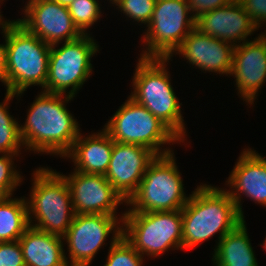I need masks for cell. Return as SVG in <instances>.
<instances>
[{"mask_svg":"<svg viewBox=\"0 0 266 266\" xmlns=\"http://www.w3.org/2000/svg\"><path fill=\"white\" fill-rule=\"evenodd\" d=\"M110 1H112V2H111L112 4H116V3H118L120 0H110Z\"/></svg>","mask_w":266,"mask_h":266,"instance_id":"34","label":"cell"},{"mask_svg":"<svg viewBox=\"0 0 266 266\" xmlns=\"http://www.w3.org/2000/svg\"><path fill=\"white\" fill-rule=\"evenodd\" d=\"M67 181L75 214H116L118 205L126 201L113 188L105 175L87 174L75 171Z\"/></svg>","mask_w":266,"mask_h":266,"instance_id":"13","label":"cell"},{"mask_svg":"<svg viewBox=\"0 0 266 266\" xmlns=\"http://www.w3.org/2000/svg\"><path fill=\"white\" fill-rule=\"evenodd\" d=\"M122 222V236L143 257H157L170 248L183 249L181 210L125 212Z\"/></svg>","mask_w":266,"mask_h":266,"instance_id":"7","label":"cell"},{"mask_svg":"<svg viewBox=\"0 0 266 266\" xmlns=\"http://www.w3.org/2000/svg\"><path fill=\"white\" fill-rule=\"evenodd\" d=\"M155 3L156 0H120L115 6H118L117 8L129 18L148 26L153 15Z\"/></svg>","mask_w":266,"mask_h":266,"instance_id":"26","label":"cell"},{"mask_svg":"<svg viewBox=\"0 0 266 266\" xmlns=\"http://www.w3.org/2000/svg\"><path fill=\"white\" fill-rule=\"evenodd\" d=\"M2 155L0 156V194L3 197L12 196L14 189L22 182L20 173L13 167L12 160L17 155Z\"/></svg>","mask_w":266,"mask_h":266,"instance_id":"27","label":"cell"},{"mask_svg":"<svg viewBox=\"0 0 266 266\" xmlns=\"http://www.w3.org/2000/svg\"><path fill=\"white\" fill-rule=\"evenodd\" d=\"M15 95L18 94L6 92L4 102L0 103V154L19 155V148L24 147L20 135V124L7 110L8 101L13 100Z\"/></svg>","mask_w":266,"mask_h":266,"instance_id":"23","label":"cell"},{"mask_svg":"<svg viewBox=\"0 0 266 266\" xmlns=\"http://www.w3.org/2000/svg\"><path fill=\"white\" fill-rule=\"evenodd\" d=\"M183 249H191L219 232L218 242L244 219L225 189L203 184L181 209Z\"/></svg>","mask_w":266,"mask_h":266,"instance_id":"2","label":"cell"},{"mask_svg":"<svg viewBox=\"0 0 266 266\" xmlns=\"http://www.w3.org/2000/svg\"><path fill=\"white\" fill-rule=\"evenodd\" d=\"M234 45L201 33L194 28L175 51L201 70L230 74Z\"/></svg>","mask_w":266,"mask_h":266,"instance_id":"17","label":"cell"},{"mask_svg":"<svg viewBox=\"0 0 266 266\" xmlns=\"http://www.w3.org/2000/svg\"><path fill=\"white\" fill-rule=\"evenodd\" d=\"M230 75L236 78L241 98L254 104L258 90L266 81V30L253 41H244L234 47Z\"/></svg>","mask_w":266,"mask_h":266,"instance_id":"15","label":"cell"},{"mask_svg":"<svg viewBox=\"0 0 266 266\" xmlns=\"http://www.w3.org/2000/svg\"><path fill=\"white\" fill-rule=\"evenodd\" d=\"M104 266H142L143 256L122 236L113 234Z\"/></svg>","mask_w":266,"mask_h":266,"instance_id":"24","label":"cell"},{"mask_svg":"<svg viewBox=\"0 0 266 266\" xmlns=\"http://www.w3.org/2000/svg\"><path fill=\"white\" fill-rule=\"evenodd\" d=\"M195 21L187 0H156L152 18L144 32L146 35L142 39L148 47L140 57L171 59L195 28Z\"/></svg>","mask_w":266,"mask_h":266,"instance_id":"9","label":"cell"},{"mask_svg":"<svg viewBox=\"0 0 266 266\" xmlns=\"http://www.w3.org/2000/svg\"><path fill=\"white\" fill-rule=\"evenodd\" d=\"M113 144L114 141L104 129L85 138L80 133L63 157L73 160L75 171L105 175L111 160Z\"/></svg>","mask_w":266,"mask_h":266,"instance_id":"19","label":"cell"},{"mask_svg":"<svg viewBox=\"0 0 266 266\" xmlns=\"http://www.w3.org/2000/svg\"><path fill=\"white\" fill-rule=\"evenodd\" d=\"M195 28L203 34L229 42L234 46L240 45L241 41L242 43L248 41L246 38L258 30L238 0L202 13L196 18Z\"/></svg>","mask_w":266,"mask_h":266,"instance_id":"16","label":"cell"},{"mask_svg":"<svg viewBox=\"0 0 266 266\" xmlns=\"http://www.w3.org/2000/svg\"><path fill=\"white\" fill-rule=\"evenodd\" d=\"M1 1H4V0H0V3H1ZM1 13V12H0ZM14 22V20H12V21H5V20H3V18H2V15L0 14V27L2 28V33H4L6 30H7V28L12 24Z\"/></svg>","mask_w":266,"mask_h":266,"instance_id":"32","label":"cell"},{"mask_svg":"<svg viewBox=\"0 0 266 266\" xmlns=\"http://www.w3.org/2000/svg\"><path fill=\"white\" fill-rule=\"evenodd\" d=\"M29 227L27 199H0V242L17 241Z\"/></svg>","mask_w":266,"mask_h":266,"instance_id":"22","label":"cell"},{"mask_svg":"<svg viewBox=\"0 0 266 266\" xmlns=\"http://www.w3.org/2000/svg\"><path fill=\"white\" fill-rule=\"evenodd\" d=\"M57 46L51 45L45 92L75 97L92 73L91 58L99 46L90 34L64 42L61 48Z\"/></svg>","mask_w":266,"mask_h":266,"instance_id":"10","label":"cell"},{"mask_svg":"<svg viewBox=\"0 0 266 266\" xmlns=\"http://www.w3.org/2000/svg\"><path fill=\"white\" fill-rule=\"evenodd\" d=\"M257 28L266 23V0H238Z\"/></svg>","mask_w":266,"mask_h":266,"instance_id":"29","label":"cell"},{"mask_svg":"<svg viewBox=\"0 0 266 266\" xmlns=\"http://www.w3.org/2000/svg\"><path fill=\"white\" fill-rule=\"evenodd\" d=\"M33 180L27 201L29 226L63 237L75 216L67 181L48 167L36 169Z\"/></svg>","mask_w":266,"mask_h":266,"instance_id":"5","label":"cell"},{"mask_svg":"<svg viewBox=\"0 0 266 266\" xmlns=\"http://www.w3.org/2000/svg\"><path fill=\"white\" fill-rule=\"evenodd\" d=\"M104 127L113 141L147 147L157 155L173 151L160 146L181 142L164 123L130 96Z\"/></svg>","mask_w":266,"mask_h":266,"instance_id":"8","label":"cell"},{"mask_svg":"<svg viewBox=\"0 0 266 266\" xmlns=\"http://www.w3.org/2000/svg\"><path fill=\"white\" fill-rule=\"evenodd\" d=\"M174 153L158 155L145 171L137 191L126 202V212H163L181 210L190 196L184 192L183 179Z\"/></svg>","mask_w":266,"mask_h":266,"instance_id":"6","label":"cell"},{"mask_svg":"<svg viewBox=\"0 0 266 266\" xmlns=\"http://www.w3.org/2000/svg\"><path fill=\"white\" fill-rule=\"evenodd\" d=\"M7 50L6 92L21 96L31 85L45 91L51 45L14 22L4 32Z\"/></svg>","mask_w":266,"mask_h":266,"instance_id":"4","label":"cell"},{"mask_svg":"<svg viewBox=\"0 0 266 266\" xmlns=\"http://www.w3.org/2000/svg\"><path fill=\"white\" fill-rule=\"evenodd\" d=\"M68 8L75 26L83 35L88 34L86 30L101 17L98 0H74Z\"/></svg>","mask_w":266,"mask_h":266,"instance_id":"25","label":"cell"},{"mask_svg":"<svg viewBox=\"0 0 266 266\" xmlns=\"http://www.w3.org/2000/svg\"><path fill=\"white\" fill-rule=\"evenodd\" d=\"M0 266H25L19 241L0 242Z\"/></svg>","mask_w":266,"mask_h":266,"instance_id":"28","label":"cell"},{"mask_svg":"<svg viewBox=\"0 0 266 266\" xmlns=\"http://www.w3.org/2000/svg\"><path fill=\"white\" fill-rule=\"evenodd\" d=\"M0 81L7 87V50L6 43L0 44Z\"/></svg>","mask_w":266,"mask_h":266,"instance_id":"31","label":"cell"},{"mask_svg":"<svg viewBox=\"0 0 266 266\" xmlns=\"http://www.w3.org/2000/svg\"><path fill=\"white\" fill-rule=\"evenodd\" d=\"M66 96V97H65ZM41 91L28 110L25 124L20 126L22 142L28 150L63 157L80 134V127L66 108L69 95Z\"/></svg>","mask_w":266,"mask_h":266,"instance_id":"1","label":"cell"},{"mask_svg":"<svg viewBox=\"0 0 266 266\" xmlns=\"http://www.w3.org/2000/svg\"><path fill=\"white\" fill-rule=\"evenodd\" d=\"M123 217L124 213L121 218L107 214H75L63 236L68 244V266H90L110 233L122 234L123 227L119 221L122 222Z\"/></svg>","mask_w":266,"mask_h":266,"instance_id":"11","label":"cell"},{"mask_svg":"<svg viewBox=\"0 0 266 266\" xmlns=\"http://www.w3.org/2000/svg\"><path fill=\"white\" fill-rule=\"evenodd\" d=\"M53 1H56V2L59 3L60 5H63V6H67V7H69L70 4H71L74 0H53Z\"/></svg>","mask_w":266,"mask_h":266,"instance_id":"33","label":"cell"},{"mask_svg":"<svg viewBox=\"0 0 266 266\" xmlns=\"http://www.w3.org/2000/svg\"><path fill=\"white\" fill-rule=\"evenodd\" d=\"M170 58H139L130 97L143 105L180 140L185 139V123L181 114V104L173 87L166 62ZM170 79V80H169Z\"/></svg>","mask_w":266,"mask_h":266,"instance_id":"3","label":"cell"},{"mask_svg":"<svg viewBox=\"0 0 266 266\" xmlns=\"http://www.w3.org/2000/svg\"><path fill=\"white\" fill-rule=\"evenodd\" d=\"M25 16L17 19L28 32L49 45L69 42L83 34L75 26L69 8L53 0H29L24 8Z\"/></svg>","mask_w":266,"mask_h":266,"instance_id":"12","label":"cell"},{"mask_svg":"<svg viewBox=\"0 0 266 266\" xmlns=\"http://www.w3.org/2000/svg\"><path fill=\"white\" fill-rule=\"evenodd\" d=\"M263 247H264V249H266V237H265V240H264Z\"/></svg>","mask_w":266,"mask_h":266,"instance_id":"35","label":"cell"},{"mask_svg":"<svg viewBox=\"0 0 266 266\" xmlns=\"http://www.w3.org/2000/svg\"><path fill=\"white\" fill-rule=\"evenodd\" d=\"M226 182L233 188L227 192L243 219L241 194L266 207V158L256 151L244 149Z\"/></svg>","mask_w":266,"mask_h":266,"instance_id":"18","label":"cell"},{"mask_svg":"<svg viewBox=\"0 0 266 266\" xmlns=\"http://www.w3.org/2000/svg\"><path fill=\"white\" fill-rule=\"evenodd\" d=\"M212 261L215 266H258L245 220L217 243Z\"/></svg>","mask_w":266,"mask_h":266,"instance_id":"21","label":"cell"},{"mask_svg":"<svg viewBox=\"0 0 266 266\" xmlns=\"http://www.w3.org/2000/svg\"><path fill=\"white\" fill-rule=\"evenodd\" d=\"M234 0H187L192 15L197 18L202 13L226 6Z\"/></svg>","mask_w":266,"mask_h":266,"instance_id":"30","label":"cell"},{"mask_svg":"<svg viewBox=\"0 0 266 266\" xmlns=\"http://www.w3.org/2000/svg\"><path fill=\"white\" fill-rule=\"evenodd\" d=\"M63 237L29 226L18 239L25 266H68Z\"/></svg>","mask_w":266,"mask_h":266,"instance_id":"20","label":"cell"},{"mask_svg":"<svg viewBox=\"0 0 266 266\" xmlns=\"http://www.w3.org/2000/svg\"><path fill=\"white\" fill-rule=\"evenodd\" d=\"M157 156L147 147L114 141L105 178L127 202L137 191L145 171Z\"/></svg>","mask_w":266,"mask_h":266,"instance_id":"14","label":"cell"}]
</instances>
